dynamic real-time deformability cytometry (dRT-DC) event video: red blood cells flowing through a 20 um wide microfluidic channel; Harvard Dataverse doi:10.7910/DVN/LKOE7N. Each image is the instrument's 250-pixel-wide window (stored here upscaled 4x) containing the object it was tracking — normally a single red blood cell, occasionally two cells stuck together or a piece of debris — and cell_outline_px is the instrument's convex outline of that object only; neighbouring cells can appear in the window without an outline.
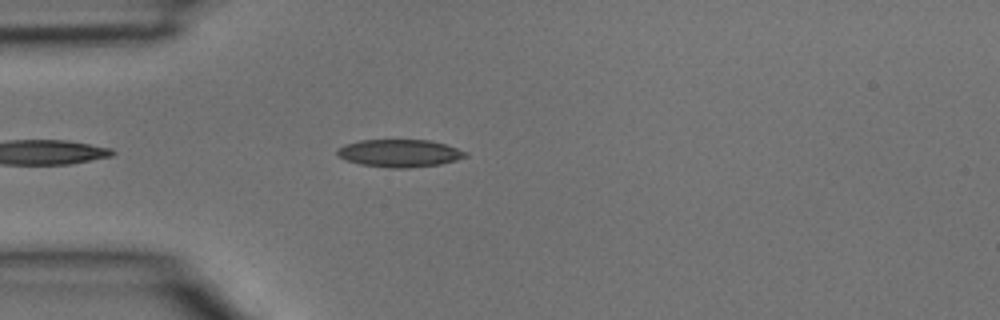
{"species": "common noctule bat (a hibernating species)", "species_latin": "Nyctalus noctula", "temperature_condition": "room temperature", "stored_images_in_passage": 19, "camera_frame_rate_fps": 3000, "um_per_image_px": 0.085, "animal": {"sex": "male", "body_mass_g": 15.6}, "frame": {"image": 1, "passage_image": 1, "time_ms": 0.0, "image_size_px": [1000, 320], "cell_outline_px": [[468, 156], [456, 160], [440, 164], [408, 168], [388, 168], [360, 164], [336, 156], [336, 148], [344, 144], [360, 140], [432, 140], [468, 152]], "centroid_in_image_um": [33.94, 13.02], "position_along_channel_um": 51.1, "area_um2": 20.75}}